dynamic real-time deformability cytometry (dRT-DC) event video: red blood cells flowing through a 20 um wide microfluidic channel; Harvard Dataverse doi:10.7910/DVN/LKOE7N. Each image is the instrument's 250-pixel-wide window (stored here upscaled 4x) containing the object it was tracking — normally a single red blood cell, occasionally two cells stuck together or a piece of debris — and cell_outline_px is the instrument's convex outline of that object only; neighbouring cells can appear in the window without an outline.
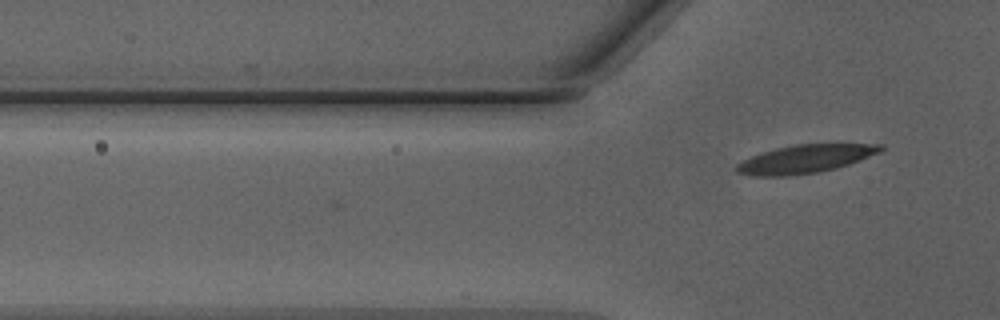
{"species": "Egyptian fruit bat (a non-hibernating species)", "species_latin": "Rousettus aegyptiacus", "temperature_condition": "warm", "stored_images_in_passage": 2, "camera_frame_rate_fps": 3000, "um_per_image_px": 0.085, "animal": {"sex": "male"}, "frame": {"image": 1, "passage_image": 2, "time_ms": 0.333, "image_size_px": [1000, 320], "cell_outline_px": [[884, 148], [880, 152], [860, 160], [836, 168], [820, 172], [788, 176], [752, 176], [736, 172], [736, 164], [752, 156], [776, 148], [796, 144], [884, 144]], "centroid_in_image_um": [68.45, 13.51], "position_along_channel_um": 57.3, "area_um2": 23.58}}